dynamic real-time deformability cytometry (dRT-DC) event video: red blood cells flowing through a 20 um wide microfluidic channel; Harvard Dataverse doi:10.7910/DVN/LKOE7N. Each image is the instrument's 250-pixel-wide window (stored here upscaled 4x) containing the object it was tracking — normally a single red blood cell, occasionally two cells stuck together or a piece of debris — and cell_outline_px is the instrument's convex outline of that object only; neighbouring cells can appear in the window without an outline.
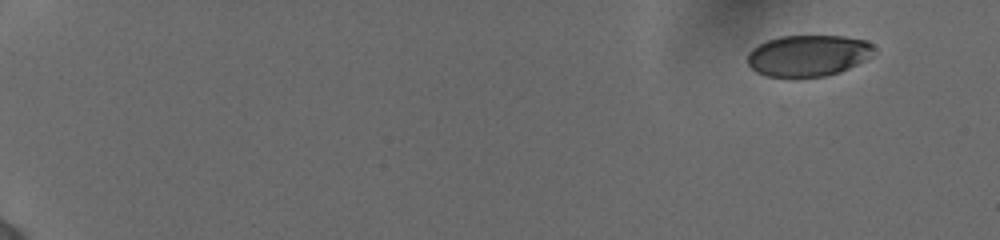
{"species": "human", "species_latin": "Homo sapiens", "temperature_condition": "cold", "stored_images_in_passage": 52, "camera_frame_rate_fps": 3000, "um_per_image_px": 0.085, "donor": {"sex": "female"}, "frame": {"image": 1, "passage_image": 1, "time_ms": 0.0, "image_size_px": [1000, 240], "cell_outline_px": [[876, 48], [872, 56], [840, 72], [824, 76], [768, 76], [756, 72], [748, 64], [748, 52], [752, 48], [768, 40], [780, 36], [844, 36], [864, 40], [872, 44]], "centroid_in_image_um": [68.7, 4.71], "position_along_channel_um": 16.3, "area_um2": 30.23}}
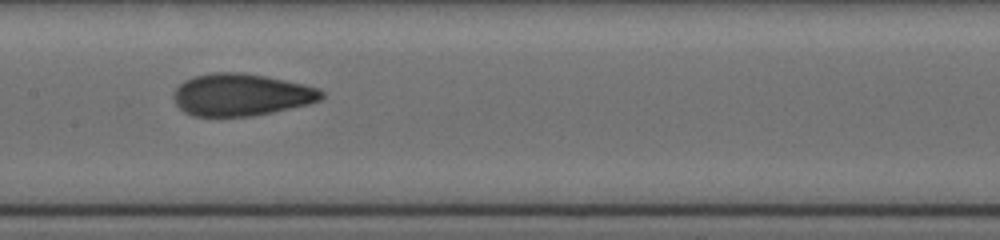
{"frame": {"image": 2, "passage_image": 28, "time_ms": 9.0, "image_size_px": [1000, 240], "cell_outline_px": [[324, 96], [320, 100], [308, 104], [272, 112], [252, 116], [192, 116], [184, 112], [176, 104], [172, 96], [176, 88], [184, 80], [192, 76], [212, 72], [244, 72], [304, 84], [320, 88], [324, 92]], "centroid_in_image_um": [20.49, 8.04], "position_along_channel_um": 186.9, "area_um2": 36.53}}
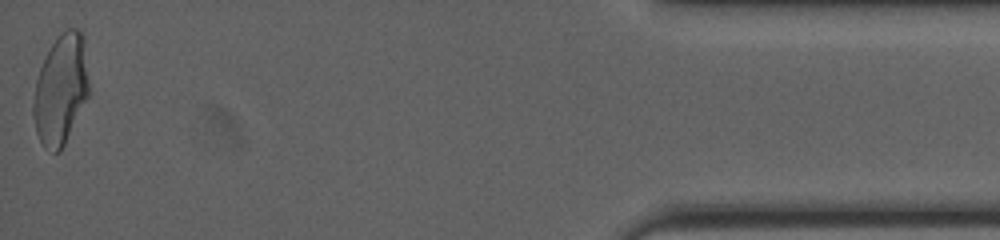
{"frame": {"image": 3, "passage_image": 52, "time_ms": 17.0, "image_size_px": [1000, 240], "cell_outline_px": [[88, 96], [60, 152], [52, 152], [44, 148], [36, 132], [32, 112], [32, 104], [36, 80], [40, 68], [52, 44], [60, 32], [68, 28], [76, 28], [84, 36], [88, 80]], "centroid_in_image_um": [5.15, 7.61], "position_along_channel_um": 430.0, "area_um2": 35.43}, "authors_computed_cell_mechanics": {"area_um2": 35.1424, "velocity_mm_per_s": 3.8838, "shape_relaxation_time_tau1_ms": 4.1303, "shape_relaxation_time_tau2_ms": 0.9622, "deformation_change_tau1": 0.155, "deformation_change_tau2": 0.0575}}